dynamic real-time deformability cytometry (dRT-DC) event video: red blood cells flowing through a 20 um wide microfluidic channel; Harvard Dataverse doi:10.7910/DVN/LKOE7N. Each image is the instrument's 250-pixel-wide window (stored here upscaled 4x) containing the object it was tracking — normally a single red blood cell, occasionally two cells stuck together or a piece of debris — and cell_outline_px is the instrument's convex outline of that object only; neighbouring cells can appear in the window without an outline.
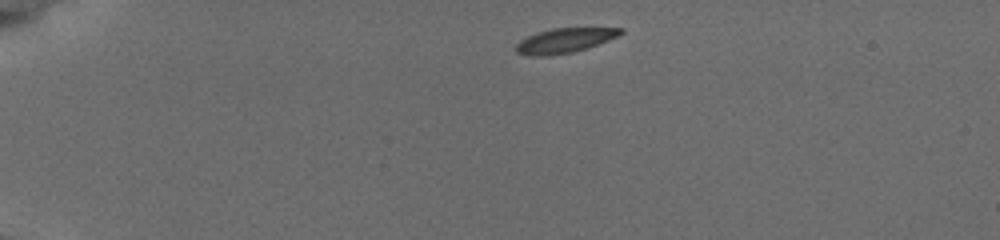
{"species": "common noctule bat (a hibernating species)", "species_latin": "Nyctalus noctula", "temperature_condition": "cold", "stored_images_in_passage": 15, "camera_frame_rate_fps": 3000, "um_per_image_px": 0.085, "animal": {"sex": "female", "body_mass_g": 19.5, "forearm_length_mm": 54.1}, "frame": {"image": 1, "passage_image": 1, "time_ms": 0.0, "image_size_px": [1000, 240], "cell_outline_px": [[624, 32], [608, 40], [572, 52], [548, 56], [528, 56], [516, 52], [516, 44], [520, 40], [536, 32], [552, 28], [624, 28]], "centroid_in_image_um": [47.93, 3.44], "position_along_channel_um": 37.1, "area_um2": 14.85}}
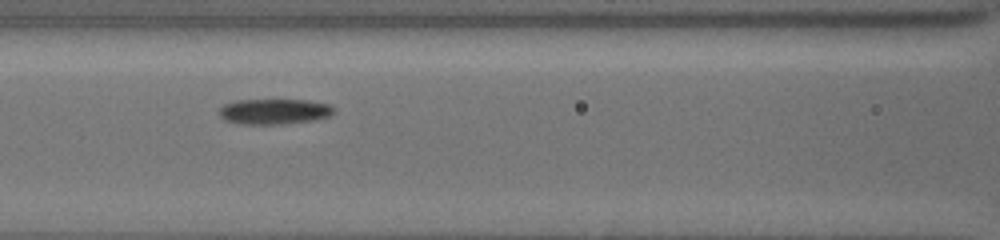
{"frame": {"image": 2, "passage_image": 11, "time_ms": 4.667, "image_size_px": [1000, 240], "cell_outline_px": [[336, 112], [328, 116], [316, 120], [284, 124], [244, 124], [224, 120], [220, 116], [220, 108], [224, 104], [236, 100], [308, 100], [332, 104]], "centroid_in_image_um": [23.36, 9.47], "position_along_channel_um": 143.2, "area_um2": 17.17}}
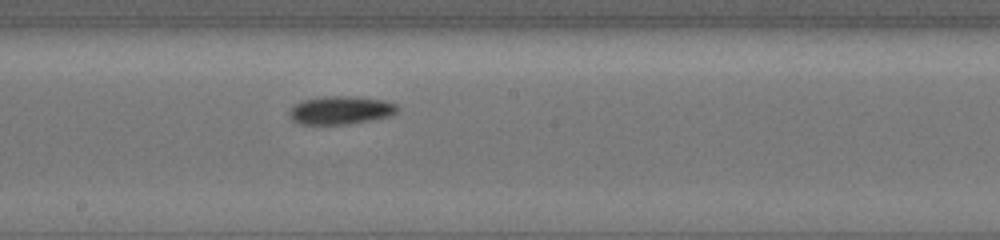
{"frame": {"image": 3, "passage_image": 15, "time_ms": 6.667, "image_size_px": [1000, 240], "cell_outline_px": [[400, 108], [396, 112], [388, 116], [372, 120], [348, 124], [304, 124], [292, 120], [288, 112], [296, 104], [304, 100], [324, 96], [352, 96], [384, 100], [396, 104]], "centroid_in_image_um": [28.98, 9.36], "position_along_channel_um": 219.2, "area_um2": 17.63}}